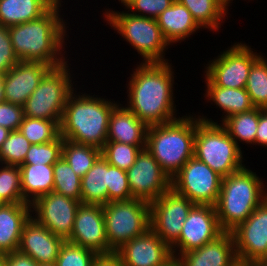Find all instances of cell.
Returning <instances> with one entry per match:
<instances>
[{"label": "cell", "mask_w": 267, "mask_h": 266, "mask_svg": "<svg viewBox=\"0 0 267 266\" xmlns=\"http://www.w3.org/2000/svg\"><path fill=\"white\" fill-rule=\"evenodd\" d=\"M135 70L128 84L127 108L147 126L178 119L174 114L171 64L142 62Z\"/></svg>", "instance_id": "1"}, {"label": "cell", "mask_w": 267, "mask_h": 266, "mask_svg": "<svg viewBox=\"0 0 267 266\" xmlns=\"http://www.w3.org/2000/svg\"><path fill=\"white\" fill-rule=\"evenodd\" d=\"M58 7H61V3L54 4L37 19L8 27L19 61L40 62L52 68L68 62L61 55L67 28L66 22L60 18Z\"/></svg>", "instance_id": "2"}, {"label": "cell", "mask_w": 267, "mask_h": 266, "mask_svg": "<svg viewBox=\"0 0 267 266\" xmlns=\"http://www.w3.org/2000/svg\"><path fill=\"white\" fill-rule=\"evenodd\" d=\"M69 95L60 121V136L100 150L107 142L109 118L117 105L88 94Z\"/></svg>", "instance_id": "3"}, {"label": "cell", "mask_w": 267, "mask_h": 266, "mask_svg": "<svg viewBox=\"0 0 267 266\" xmlns=\"http://www.w3.org/2000/svg\"><path fill=\"white\" fill-rule=\"evenodd\" d=\"M263 182L245 166L222 178L219 197L214 206L223 231L234 230L267 198Z\"/></svg>", "instance_id": "4"}, {"label": "cell", "mask_w": 267, "mask_h": 266, "mask_svg": "<svg viewBox=\"0 0 267 266\" xmlns=\"http://www.w3.org/2000/svg\"><path fill=\"white\" fill-rule=\"evenodd\" d=\"M196 117H179L168 123L148 126L146 149L172 179L194 156Z\"/></svg>", "instance_id": "5"}, {"label": "cell", "mask_w": 267, "mask_h": 266, "mask_svg": "<svg viewBox=\"0 0 267 266\" xmlns=\"http://www.w3.org/2000/svg\"><path fill=\"white\" fill-rule=\"evenodd\" d=\"M227 130L207 117L196 118L194 156L222 177L242 169V151Z\"/></svg>", "instance_id": "6"}, {"label": "cell", "mask_w": 267, "mask_h": 266, "mask_svg": "<svg viewBox=\"0 0 267 266\" xmlns=\"http://www.w3.org/2000/svg\"><path fill=\"white\" fill-rule=\"evenodd\" d=\"M104 14L110 26L143 57V63L168 62L163 54L169 43L165 40L156 19L124 11L120 13L107 10Z\"/></svg>", "instance_id": "7"}, {"label": "cell", "mask_w": 267, "mask_h": 266, "mask_svg": "<svg viewBox=\"0 0 267 266\" xmlns=\"http://www.w3.org/2000/svg\"><path fill=\"white\" fill-rule=\"evenodd\" d=\"M103 215L110 253L150 229V203L140 199L108 202Z\"/></svg>", "instance_id": "8"}, {"label": "cell", "mask_w": 267, "mask_h": 266, "mask_svg": "<svg viewBox=\"0 0 267 266\" xmlns=\"http://www.w3.org/2000/svg\"><path fill=\"white\" fill-rule=\"evenodd\" d=\"M51 68L23 105L24 116L61 121L69 95L74 91L69 66Z\"/></svg>", "instance_id": "9"}, {"label": "cell", "mask_w": 267, "mask_h": 266, "mask_svg": "<svg viewBox=\"0 0 267 266\" xmlns=\"http://www.w3.org/2000/svg\"><path fill=\"white\" fill-rule=\"evenodd\" d=\"M222 178L193 156L171 179V188L194 204L214 206L219 197Z\"/></svg>", "instance_id": "10"}, {"label": "cell", "mask_w": 267, "mask_h": 266, "mask_svg": "<svg viewBox=\"0 0 267 266\" xmlns=\"http://www.w3.org/2000/svg\"><path fill=\"white\" fill-rule=\"evenodd\" d=\"M194 205L171 188L150 203V229L171 248L179 240L183 223Z\"/></svg>", "instance_id": "11"}, {"label": "cell", "mask_w": 267, "mask_h": 266, "mask_svg": "<svg viewBox=\"0 0 267 266\" xmlns=\"http://www.w3.org/2000/svg\"><path fill=\"white\" fill-rule=\"evenodd\" d=\"M260 56L245 43H235L207 64L205 77L218 87L245 88L249 71Z\"/></svg>", "instance_id": "12"}, {"label": "cell", "mask_w": 267, "mask_h": 266, "mask_svg": "<svg viewBox=\"0 0 267 266\" xmlns=\"http://www.w3.org/2000/svg\"><path fill=\"white\" fill-rule=\"evenodd\" d=\"M231 233L239 263L267 262V198Z\"/></svg>", "instance_id": "13"}, {"label": "cell", "mask_w": 267, "mask_h": 266, "mask_svg": "<svg viewBox=\"0 0 267 266\" xmlns=\"http://www.w3.org/2000/svg\"><path fill=\"white\" fill-rule=\"evenodd\" d=\"M126 173L132 199L151 203L171 189V179L146 148Z\"/></svg>", "instance_id": "14"}, {"label": "cell", "mask_w": 267, "mask_h": 266, "mask_svg": "<svg viewBox=\"0 0 267 266\" xmlns=\"http://www.w3.org/2000/svg\"><path fill=\"white\" fill-rule=\"evenodd\" d=\"M222 232L215 206L195 204L183 223L179 240L171 247L172 255L178 257V255L198 249Z\"/></svg>", "instance_id": "15"}, {"label": "cell", "mask_w": 267, "mask_h": 266, "mask_svg": "<svg viewBox=\"0 0 267 266\" xmlns=\"http://www.w3.org/2000/svg\"><path fill=\"white\" fill-rule=\"evenodd\" d=\"M81 202L64 195L50 192L40 196L32 204L33 217L43 224L52 234L65 240L71 235L75 215Z\"/></svg>", "instance_id": "16"}, {"label": "cell", "mask_w": 267, "mask_h": 266, "mask_svg": "<svg viewBox=\"0 0 267 266\" xmlns=\"http://www.w3.org/2000/svg\"><path fill=\"white\" fill-rule=\"evenodd\" d=\"M68 242L82 246L97 255L109 254L102 205L80 204Z\"/></svg>", "instance_id": "17"}, {"label": "cell", "mask_w": 267, "mask_h": 266, "mask_svg": "<svg viewBox=\"0 0 267 266\" xmlns=\"http://www.w3.org/2000/svg\"><path fill=\"white\" fill-rule=\"evenodd\" d=\"M116 253L124 266H162L173 257L171 248L151 229L125 243Z\"/></svg>", "instance_id": "18"}, {"label": "cell", "mask_w": 267, "mask_h": 266, "mask_svg": "<svg viewBox=\"0 0 267 266\" xmlns=\"http://www.w3.org/2000/svg\"><path fill=\"white\" fill-rule=\"evenodd\" d=\"M65 239L52 234L34 217L26 221L20 239L18 251L30 256L38 264L55 263Z\"/></svg>", "instance_id": "19"}, {"label": "cell", "mask_w": 267, "mask_h": 266, "mask_svg": "<svg viewBox=\"0 0 267 266\" xmlns=\"http://www.w3.org/2000/svg\"><path fill=\"white\" fill-rule=\"evenodd\" d=\"M51 68L40 62L19 61L3 75L4 100L23 106Z\"/></svg>", "instance_id": "20"}, {"label": "cell", "mask_w": 267, "mask_h": 266, "mask_svg": "<svg viewBox=\"0 0 267 266\" xmlns=\"http://www.w3.org/2000/svg\"><path fill=\"white\" fill-rule=\"evenodd\" d=\"M183 266H235L238 262L233 235L223 231L202 247L178 256Z\"/></svg>", "instance_id": "21"}, {"label": "cell", "mask_w": 267, "mask_h": 266, "mask_svg": "<svg viewBox=\"0 0 267 266\" xmlns=\"http://www.w3.org/2000/svg\"><path fill=\"white\" fill-rule=\"evenodd\" d=\"M117 104L110 115L107 141L146 147L148 126L127 107Z\"/></svg>", "instance_id": "22"}, {"label": "cell", "mask_w": 267, "mask_h": 266, "mask_svg": "<svg viewBox=\"0 0 267 266\" xmlns=\"http://www.w3.org/2000/svg\"><path fill=\"white\" fill-rule=\"evenodd\" d=\"M31 210L29 203L0 205V255L18 251L22 230L32 215Z\"/></svg>", "instance_id": "23"}, {"label": "cell", "mask_w": 267, "mask_h": 266, "mask_svg": "<svg viewBox=\"0 0 267 266\" xmlns=\"http://www.w3.org/2000/svg\"><path fill=\"white\" fill-rule=\"evenodd\" d=\"M156 21L169 45L185 40L186 37L188 38L189 35L201 28L190 11L177 0L164 10L156 18Z\"/></svg>", "instance_id": "24"}, {"label": "cell", "mask_w": 267, "mask_h": 266, "mask_svg": "<svg viewBox=\"0 0 267 266\" xmlns=\"http://www.w3.org/2000/svg\"><path fill=\"white\" fill-rule=\"evenodd\" d=\"M60 0H0V25L22 24L44 15Z\"/></svg>", "instance_id": "25"}, {"label": "cell", "mask_w": 267, "mask_h": 266, "mask_svg": "<svg viewBox=\"0 0 267 266\" xmlns=\"http://www.w3.org/2000/svg\"><path fill=\"white\" fill-rule=\"evenodd\" d=\"M110 179V164L101 155L92 168L81 178V203L106 205Z\"/></svg>", "instance_id": "26"}, {"label": "cell", "mask_w": 267, "mask_h": 266, "mask_svg": "<svg viewBox=\"0 0 267 266\" xmlns=\"http://www.w3.org/2000/svg\"><path fill=\"white\" fill-rule=\"evenodd\" d=\"M19 167L22 194L26 203L32 204L40 196L53 192V165L22 164Z\"/></svg>", "instance_id": "27"}, {"label": "cell", "mask_w": 267, "mask_h": 266, "mask_svg": "<svg viewBox=\"0 0 267 266\" xmlns=\"http://www.w3.org/2000/svg\"><path fill=\"white\" fill-rule=\"evenodd\" d=\"M207 81V82H206ZM206 94L208 100H212L216 106L224 110L226 115L222 122L231 115L247 112L255 108L251 97L245 88H225L214 85L206 77Z\"/></svg>", "instance_id": "28"}, {"label": "cell", "mask_w": 267, "mask_h": 266, "mask_svg": "<svg viewBox=\"0 0 267 266\" xmlns=\"http://www.w3.org/2000/svg\"><path fill=\"white\" fill-rule=\"evenodd\" d=\"M184 5L202 28L217 31L228 11V0H177Z\"/></svg>", "instance_id": "29"}, {"label": "cell", "mask_w": 267, "mask_h": 266, "mask_svg": "<svg viewBox=\"0 0 267 266\" xmlns=\"http://www.w3.org/2000/svg\"><path fill=\"white\" fill-rule=\"evenodd\" d=\"M102 155V150L64 139L62 157L72 167L73 171L83 177Z\"/></svg>", "instance_id": "30"}, {"label": "cell", "mask_w": 267, "mask_h": 266, "mask_svg": "<svg viewBox=\"0 0 267 266\" xmlns=\"http://www.w3.org/2000/svg\"><path fill=\"white\" fill-rule=\"evenodd\" d=\"M258 123L259 108H254L229 116L222 122V126L239 147L238 140L245 141L247 144H255Z\"/></svg>", "instance_id": "31"}, {"label": "cell", "mask_w": 267, "mask_h": 266, "mask_svg": "<svg viewBox=\"0 0 267 266\" xmlns=\"http://www.w3.org/2000/svg\"><path fill=\"white\" fill-rule=\"evenodd\" d=\"M53 192L81 202V177L61 157L53 164Z\"/></svg>", "instance_id": "32"}, {"label": "cell", "mask_w": 267, "mask_h": 266, "mask_svg": "<svg viewBox=\"0 0 267 266\" xmlns=\"http://www.w3.org/2000/svg\"><path fill=\"white\" fill-rule=\"evenodd\" d=\"M31 144H43L60 136V121H51L24 116L18 129Z\"/></svg>", "instance_id": "33"}, {"label": "cell", "mask_w": 267, "mask_h": 266, "mask_svg": "<svg viewBox=\"0 0 267 266\" xmlns=\"http://www.w3.org/2000/svg\"><path fill=\"white\" fill-rule=\"evenodd\" d=\"M255 108L267 106V60L259 57L252 65L245 86Z\"/></svg>", "instance_id": "34"}, {"label": "cell", "mask_w": 267, "mask_h": 266, "mask_svg": "<svg viewBox=\"0 0 267 266\" xmlns=\"http://www.w3.org/2000/svg\"><path fill=\"white\" fill-rule=\"evenodd\" d=\"M0 202L2 204L26 203L23 199L21 170L19 166L1 164Z\"/></svg>", "instance_id": "35"}, {"label": "cell", "mask_w": 267, "mask_h": 266, "mask_svg": "<svg viewBox=\"0 0 267 266\" xmlns=\"http://www.w3.org/2000/svg\"><path fill=\"white\" fill-rule=\"evenodd\" d=\"M145 148L146 147L107 141L102 148V156L110 165L127 171L134 164L140 151Z\"/></svg>", "instance_id": "36"}, {"label": "cell", "mask_w": 267, "mask_h": 266, "mask_svg": "<svg viewBox=\"0 0 267 266\" xmlns=\"http://www.w3.org/2000/svg\"><path fill=\"white\" fill-rule=\"evenodd\" d=\"M31 145L19 130L11 131L0 148V162L6 165H22Z\"/></svg>", "instance_id": "37"}, {"label": "cell", "mask_w": 267, "mask_h": 266, "mask_svg": "<svg viewBox=\"0 0 267 266\" xmlns=\"http://www.w3.org/2000/svg\"><path fill=\"white\" fill-rule=\"evenodd\" d=\"M64 139L59 136L56 140L43 144H32L26 154L23 164L53 165L62 157Z\"/></svg>", "instance_id": "38"}, {"label": "cell", "mask_w": 267, "mask_h": 266, "mask_svg": "<svg viewBox=\"0 0 267 266\" xmlns=\"http://www.w3.org/2000/svg\"><path fill=\"white\" fill-rule=\"evenodd\" d=\"M97 254L67 240L62 244L56 259V266H92Z\"/></svg>", "instance_id": "39"}, {"label": "cell", "mask_w": 267, "mask_h": 266, "mask_svg": "<svg viewBox=\"0 0 267 266\" xmlns=\"http://www.w3.org/2000/svg\"><path fill=\"white\" fill-rule=\"evenodd\" d=\"M108 190V202L126 201L132 199L127 173L125 170L110 165V179Z\"/></svg>", "instance_id": "40"}, {"label": "cell", "mask_w": 267, "mask_h": 266, "mask_svg": "<svg viewBox=\"0 0 267 266\" xmlns=\"http://www.w3.org/2000/svg\"><path fill=\"white\" fill-rule=\"evenodd\" d=\"M175 0H125L122 5L131 10V14L156 19ZM135 10V11H134ZM138 14H137V13ZM147 14V15H146Z\"/></svg>", "instance_id": "41"}, {"label": "cell", "mask_w": 267, "mask_h": 266, "mask_svg": "<svg viewBox=\"0 0 267 266\" xmlns=\"http://www.w3.org/2000/svg\"><path fill=\"white\" fill-rule=\"evenodd\" d=\"M19 62L7 26L0 25V74H5Z\"/></svg>", "instance_id": "42"}, {"label": "cell", "mask_w": 267, "mask_h": 266, "mask_svg": "<svg viewBox=\"0 0 267 266\" xmlns=\"http://www.w3.org/2000/svg\"><path fill=\"white\" fill-rule=\"evenodd\" d=\"M24 118L23 106L3 101L0 103V126L16 131Z\"/></svg>", "instance_id": "43"}, {"label": "cell", "mask_w": 267, "mask_h": 266, "mask_svg": "<svg viewBox=\"0 0 267 266\" xmlns=\"http://www.w3.org/2000/svg\"><path fill=\"white\" fill-rule=\"evenodd\" d=\"M5 266H39L30 256L14 251L5 254Z\"/></svg>", "instance_id": "44"}, {"label": "cell", "mask_w": 267, "mask_h": 266, "mask_svg": "<svg viewBox=\"0 0 267 266\" xmlns=\"http://www.w3.org/2000/svg\"><path fill=\"white\" fill-rule=\"evenodd\" d=\"M267 147V111L259 108V123L255 137V145Z\"/></svg>", "instance_id": "45"}, {"label": "cell", "mask_w": 267, "mask_h": 266, "mask_svg": "<svg viewBox=\"0 0 267 266\" xmlns=\"http://www.w3.org/2000/svg\"><path fill=\"white\" fill-rule=\"evenodd\" d=\"M92 266H124L121 257L112 252L109 254H100L92 262Z\"/></svg>", "instance_id": "46"}, {"label": "cell", "mask_w": 267, "mask_h": 266, "mask_svg": "<svg viewBox=\"0 0 267 266\" xmlns=\"http://www.w3.org/2000/svg\"><path fill=\"white\" fill-rule=\"evenodd\" d=\"M10 133L11 131L9 129L0 126V148Z\"/></svg>", "instance_id": "47"}, {"label": "cell", "mask_w": 267, "mask_h": 266, "mask_svg": "<svg viewBox=\"0 0 267 266\" xmlns=\"http://www.w3.org/2000/svg\"><path fill=\"white\" fill-rule=\"evenodd\" d=\"M162 266H183V264L178 257L173 256Z\"/></svg>", "instance_id": "48"}, {"label": "cell", "mask_w": 267, "mask_h": 266, "mask_svg": "<svg viewBox=\"0 0 267 266\" xmlns=\"http://www.w3.org/2000/svg\"><path fill=\"white\" fill-rule=\"evenodd\" d=\"M5 101L4 100V81H3V74H0V103Z\"/></svg>", "instance_id": "49"}, {"label": "cell", "mask_w": 267, "mask_h": 266, "mask_svg": "<svg viewBox=\"0 0 267 266\" xmlns=\"http://www.w3.org/2000/svg\"><path fill=\"white\" fill-rule=\"evenodd\" d=\"M251 266H267V262H256V263H252Z\"/></svg>", "instance_id": "50"}, {"label": "cell", "mask_w": 267, "mask_h": 266, "mask_svg": "<svg viewBox=\"0 0 267 266\" xmlns=\"http://www.w3.org/2000/svg\"><path fill=\"white\" fill-rule=\"evenodd\" d=\"M0 266H5V255H0Z\"/></svg>", "instance_id": "51"}, {"label": "cell", "mask_w": 267, "mask_h": 266, "mask_svg": "<svg viewBox=\"0 0 267 266\" xmlns=\"http://www.w3.org/2000/svg\"><path fill=\"white\" fill-rule=\"evenodd\" d=\"M39 266H56V263H51V264H39Z\"/></svg>", "instance_id": "52"}, {"label": "cell", "mask_w": 267, "mask_h": 266, "mask_svg": "<svg viewBox=\"0 0 267 266\" xmlns=\"http://www.w3.org/2000/svg\"><path fill=\"white\" fill-rule=\"evenodd\" d=\"M235 266H251V264L237 263Z\"/></svg>", "instance_id": "53"}]
</instances>
